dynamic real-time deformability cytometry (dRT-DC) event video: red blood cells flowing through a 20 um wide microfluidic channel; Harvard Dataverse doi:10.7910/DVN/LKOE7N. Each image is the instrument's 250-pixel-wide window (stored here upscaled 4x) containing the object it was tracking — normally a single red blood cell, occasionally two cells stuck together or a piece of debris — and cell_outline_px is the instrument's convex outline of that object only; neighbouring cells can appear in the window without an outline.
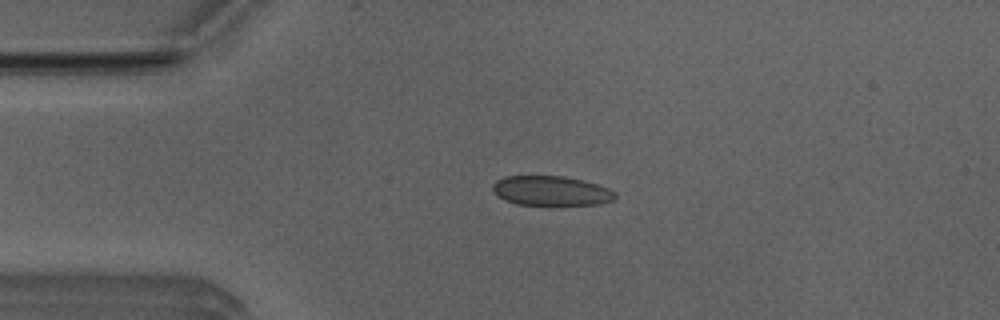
{"species": "Egyptian fruit bat (a non-hibernating species)", "species_latin": "Rousettus aegyptiacus", "temperature_condition": "room temperature", "stored_images_in_passage": 3, "camera_frame_rate_fps": 3000, "um_per_image_px": 0.085, "animal": {"sex": "male"}, "frame": {"image": 1, "passage_image": 2, "time_ms": 0.333, "image_size_px": [1000, 320], "cell_outline_px": [[616, 196], [612, 200], [600, 204], [516, 204], [504, 200], [496, 196], [492, 188], [492, 184], [496, 180], [504, 176], [564, 176], [584, 180], [608, 188], [616, 192]], "centroid_in_image_um": [46.81, 16.2], "position_along_channel_um": 38.2, "area_um2": 21.1}}